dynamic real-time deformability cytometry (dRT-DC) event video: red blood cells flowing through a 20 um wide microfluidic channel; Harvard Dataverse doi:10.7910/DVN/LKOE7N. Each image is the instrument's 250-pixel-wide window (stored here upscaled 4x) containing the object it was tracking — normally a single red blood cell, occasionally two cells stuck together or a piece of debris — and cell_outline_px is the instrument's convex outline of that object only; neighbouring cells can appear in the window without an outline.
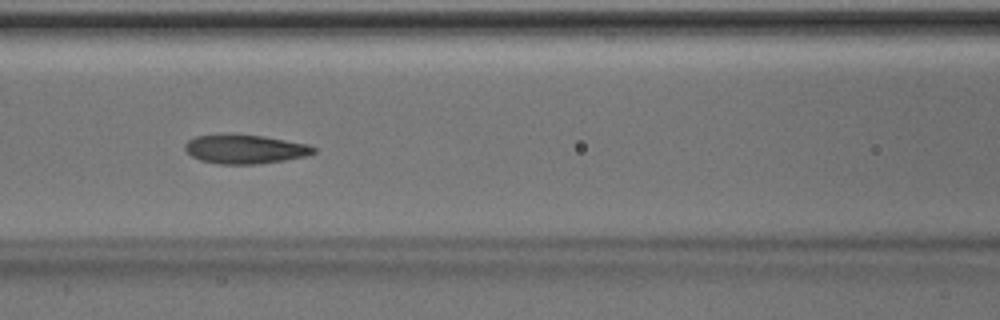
{"species": "Egyptian fruit bat (a non-hibernating species)", "species_latin": "Rousettus aegyptiacus", "temperature_condition": "room temperature", "stored_images_in_passage": 33, "camera_frame_rate_fps": 3000, "um_per_image_px": 0.085, "animal": {"sex": "male"}, "frame": {"image": 1, "passage_image": 6, "time_ms": 1.667, "image_size_px": [1000, 320], "cell_outline_px": [[316, 152], [304, 156], [284, 160], [260, 164], [220, 164], [200, 160], [192, 156], [184, 148], [184, 144], [188, 140], [196, 136], [220, 132], [264, 136], [308, 144], [316, 148]], "centroid_in_image_um": [20.78, 12.65], "position_along_channel_um": 145.8, "area_um2": 22.14}}
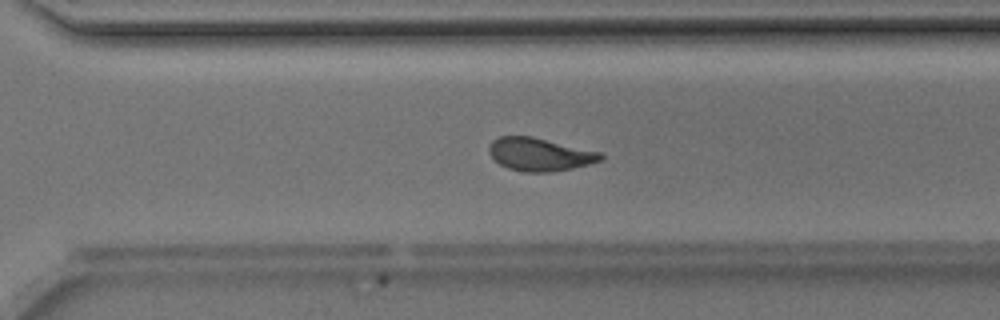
{"frame": {"image": 2, "passage_image": 19, "time_ms": 6.0, "image_size_px": [1000, 320], "cell_outline_px": [[604, 160], [572, 168], [552, 172], [528, 172], [508, 168], [500, 164], [488, 152], [488, 144], [492, 140], [500, 136], [532, 136], [600, 152], [604, 156]], "centroid_in_image_um": [45.87, 13.11], "position_along_channel_um": 324.7, "area_um2": 21.44}}
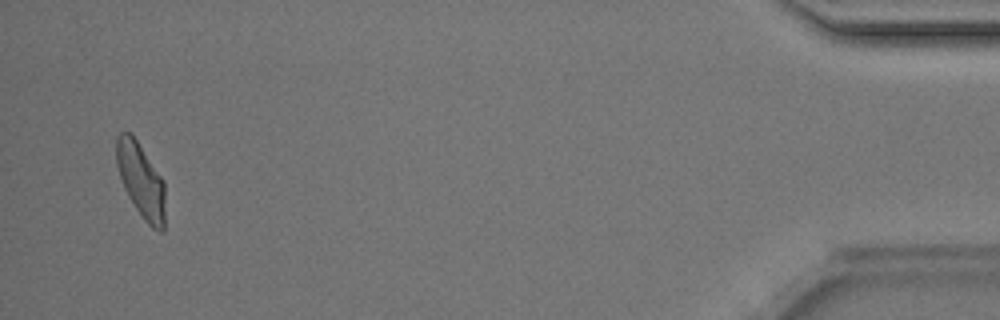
{"frame": {"image": 3, "passage_image": 32, "time_ms": 10.333, "image_size_px": [1000, 320], "cell_outline_px": [[164, 228], [160, 232], [152, 228], [144, 220], [128, 196], [124, 188], [116, 164], [116, 136], [120, 132], [128, 132], [136, 140], [164, 180]], "centroid_in_image_um": [11.97, 15.34], "position_along_channel_um": 423.2, "area_um2": 20.92}}